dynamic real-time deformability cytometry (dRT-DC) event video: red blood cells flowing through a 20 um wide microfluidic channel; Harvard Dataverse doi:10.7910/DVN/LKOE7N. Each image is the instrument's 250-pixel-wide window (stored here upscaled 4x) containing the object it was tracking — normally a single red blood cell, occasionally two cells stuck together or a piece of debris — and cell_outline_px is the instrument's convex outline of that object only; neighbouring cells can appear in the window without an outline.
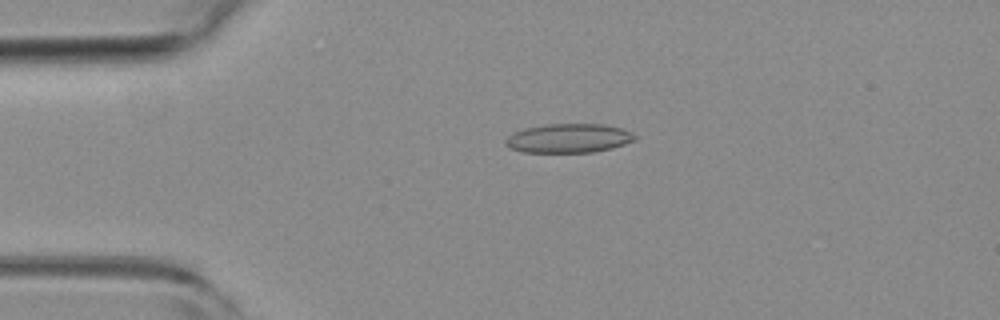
{"species": "common noctule bat (a hibernating species)", "species_latin": "Nyctalus noctula", "temperature_condition": "room temperature", "stored_images_in_passage": 4, "camera_frame_rate_fps": 3000, "um_per_image_px": 0.085, "animal": {"sex": "female", "body_mass_g": 19.3, "forearm_length_mm": 54.1}, "frame": {"image": 1, "passage_image": 3, "time_ms": 0.667, "image_size_px": [1000, 320], "cell_outline_px": [[636, 140], [612, 148], [592, 152], [524, 152], [508, 148], [504, 144], [504, 140], [512, 132], [524, 128], [544, 124], [604, 124], [624, 128], [632, 132], [636, 136]], "centroid_in_image_um": [48.32, 11.74], "position_along_channel_um": 36.7, "area_um2": 22.2}}